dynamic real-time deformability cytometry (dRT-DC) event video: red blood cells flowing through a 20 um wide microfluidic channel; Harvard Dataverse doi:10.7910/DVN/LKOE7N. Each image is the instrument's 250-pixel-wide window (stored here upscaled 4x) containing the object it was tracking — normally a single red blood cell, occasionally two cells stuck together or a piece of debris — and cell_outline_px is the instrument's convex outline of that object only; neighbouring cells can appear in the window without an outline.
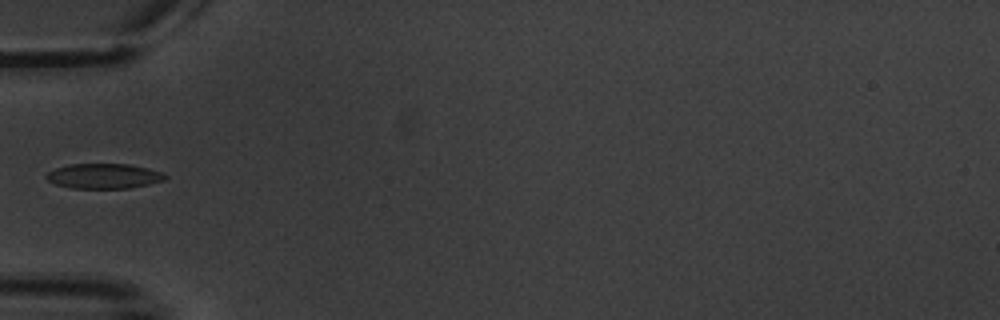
{"species": "common noctule bat (a hibernating species)", "species_latin": "Nyctalus noctula", "temperature_condition": "warm", "stored_images_in_passage": 2, "camera_frame_rate_fps": 3000, "um_per_image_px": 0.085, "animal": {"sex": "male", "body_mass_g": 20.1, "forearm_length_mm": 53.5}, "frame": {"image": 1, "passage_image": 2, "time_ms": 1.0, "image_size_px": [1000, 320], "cell_outline_px": [[168, 176], [164, 180], [148, 184], [128, 188], [72, 188], [56, 184], [48, 180], [44, 176], [48, 172], [56, 168], [68, 164], [128, 164], [148, 168], [160, 172]], "centroid_in_image_um": [8.81, 14.96], "position_along_channel_um": 76.2, "area_um2": 17.17}}